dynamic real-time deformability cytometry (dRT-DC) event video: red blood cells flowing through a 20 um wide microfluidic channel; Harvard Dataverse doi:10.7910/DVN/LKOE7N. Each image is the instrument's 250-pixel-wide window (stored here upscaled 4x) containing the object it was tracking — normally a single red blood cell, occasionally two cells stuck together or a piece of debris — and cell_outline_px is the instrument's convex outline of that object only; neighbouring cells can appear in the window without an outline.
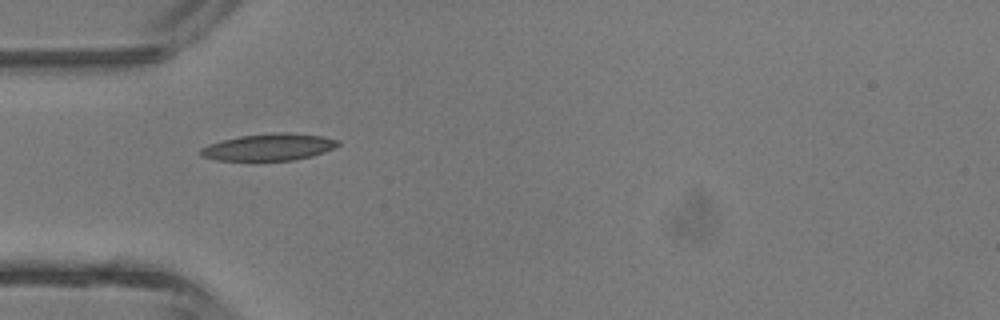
{"species": "common noctule bat (a hibernating species)", "species_latin": "Nyctalus noctula", "temperature_condition": "room temperature", "stored_images_in_passage": 1, "camera_frame_rate_fps": 3000, "um_per_image_px": 0.085, "animal": {"sex": "male", "body_mass_g": 13.3}, "frame": {"image": 1, "passage_image": 1, "time_ms": 0.0, "image_size_px": [1000, 320], "cell_outline_px": [[340, 144], [324, 152], [312, 156], [292, 160], [216, 160], [200, 156], [200, 148], [208, 144], [220, 140], [240, 136], [272, 132], [288, 132], [320, 136], [340, 140]], "centroid_in_image_um": [22.82, 12.49], "position_along_channel_um": 62.2, "area_um2": 21.56}}